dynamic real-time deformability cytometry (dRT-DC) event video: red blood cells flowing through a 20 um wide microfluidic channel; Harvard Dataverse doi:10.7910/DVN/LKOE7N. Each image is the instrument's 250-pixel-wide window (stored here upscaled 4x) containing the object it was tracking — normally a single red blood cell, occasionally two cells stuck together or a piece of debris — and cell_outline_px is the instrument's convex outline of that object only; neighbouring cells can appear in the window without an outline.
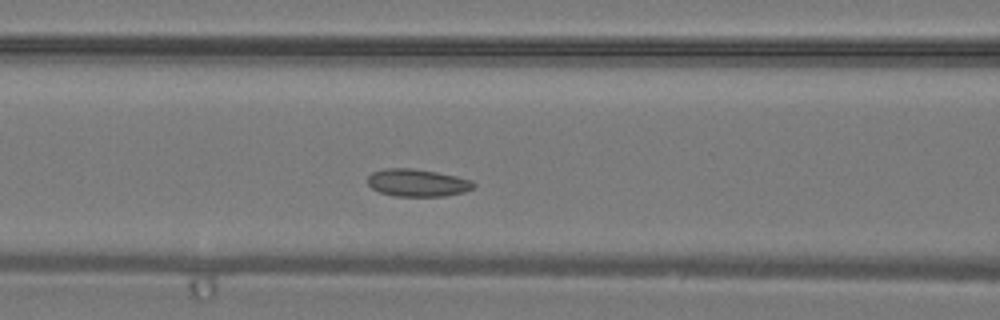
{"species": "common noctule bat (a hibernating species)", "species_latin": "Nyctalus noctula", "temperature_condition": "warm", "stored_images_in_passage": 35, "camera_frame_rate_fps": 3000, "um_per_image_px": 0.085, "animal": {"sex": "male", "body_mass_g": 19.2, "forearm_length_mm": 51.8}, "frame": {"image": 1, "passage_image": 11, "time_ms": 3.333, "image_size_px": [1000, 320], "cell_outline_px": [[476, 184], [472, 188], [464, 192], [444, 196], [396, 196], [380, 192], [372, 188], [368, 184], [368, 176], [372, 172], [384, 168], [412, 168], [436, 172], [456, 176], [472, 180]], "centroid_in_image_um": [35.47, 15.53], "position_along_channel_um": 131.1, "area_um2": 16.94}}
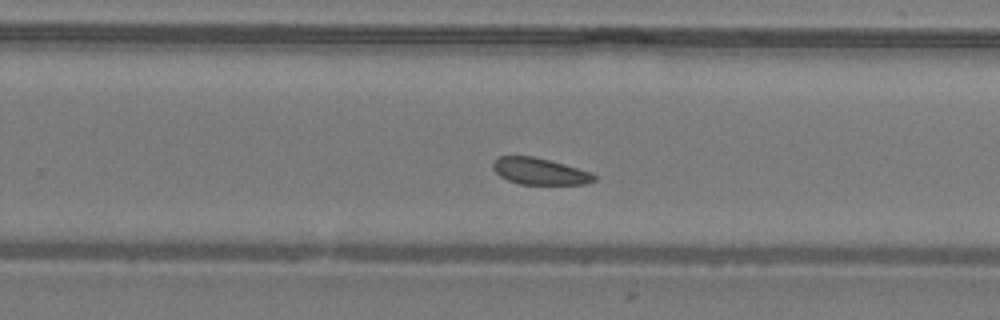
{"frame": {"image": 2, "passage_image": 20, "time_ms": 6.333, "image_size_px": [1000, 320], "cell_outline_px": [[596, 180], [588, 184], [520, 184], [508, 180], [500, 176], [492, 168], [492, 160], [500, 156], [532, 156], [564, 164], [592, 172], [596, 176]], "centroid_in_image_um": [45.87, 14.56], "position_along_channel_um": 283.9, "area_um2": 15.72}}
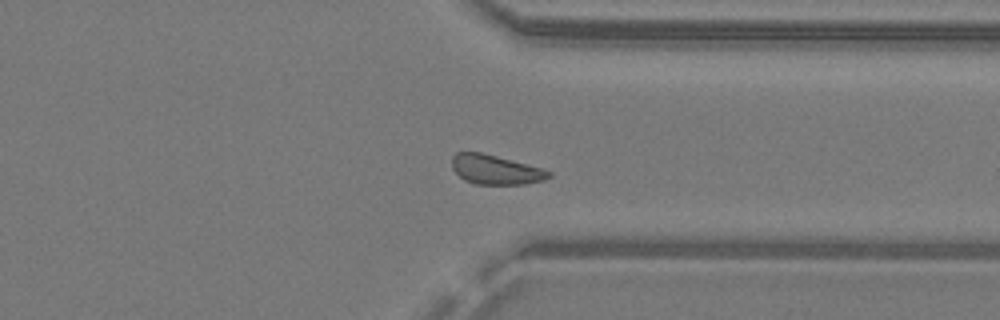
{"frame": {"image": 3, "passage_image": 25, "time_ms": 8.0, "image_size_px": [1000, 320], "cell_outline_px": [[552, 176], [544, 180], [524, 184], [476, 184], [464, 180], [452, 168], [452, 156], [456, 152], [480, 152], [496, 156], [540, 168], [552, 172]], "centroid_in_image_um": [42.1, 14.42], "position_along_channel_um": 369.3, "area_um2": 16.42}}